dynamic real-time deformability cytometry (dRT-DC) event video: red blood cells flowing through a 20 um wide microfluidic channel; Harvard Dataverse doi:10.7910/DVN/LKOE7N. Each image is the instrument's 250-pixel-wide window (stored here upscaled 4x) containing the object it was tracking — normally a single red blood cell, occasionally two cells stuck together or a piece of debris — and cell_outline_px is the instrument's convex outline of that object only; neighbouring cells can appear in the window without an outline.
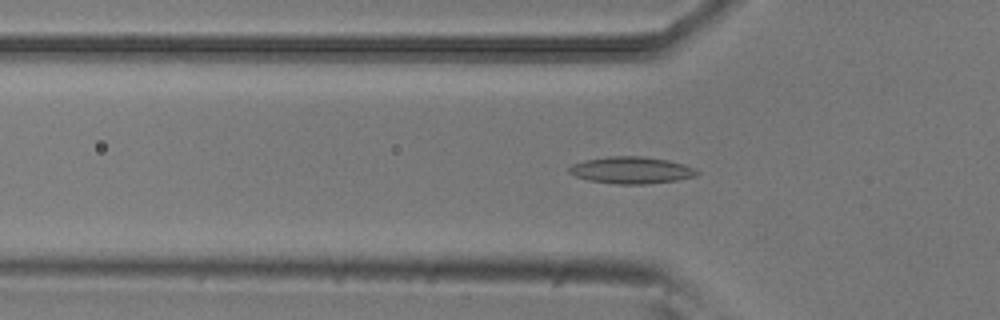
{"species": "common noctule bat (a hibernating species)", "species_latin": "Nyctalus noctula", "temperature_condition": "room temperature", "stored_images_in_passage": 47, "camera_frame_rate_fps": 3000, "um_per_image_px": 0.085, "animal": {"sex": "male", "body_mass_g": 20.5, "forearm_length_mm": 52.5}, "frame": {"image": 1, "passage_image": 17, "time_ms": 5.333, "image_size_px": [1000, 320], "cell_outline_px": [[700, 172], [696, 176], [676, 180], [648, 184], [616, 184], [588, 180], [576, 176], [568, 172], [568, 168], [572, 164], [584, 160], [608, 156], [644, 156], [668, 160], [684, 164]], "centroid_in_image_um": [53.65, 14.46], "position_along_channel_um": 72.2, "area_um2": 20.06}}
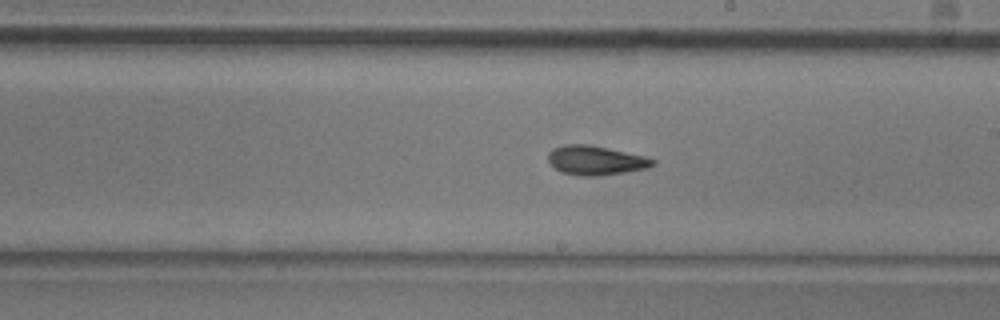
{"frame": {"image": 2, "passage_image": 30, "time_ms": 9.667, "image_size_px": [1000, 320], "cell_outline_px": [[656, 164], [648, 168], [600, 176], [580, 176], [560, 172], [548, 160], [548, 152], [552, 148], [564, 144], [588, 144], [608, 148], [644, 156], [656, 160]], "centroid_in_image_um": [50.62, 13.63], "position_along_channel_um": 238.4, "area_um2": 17.92}}
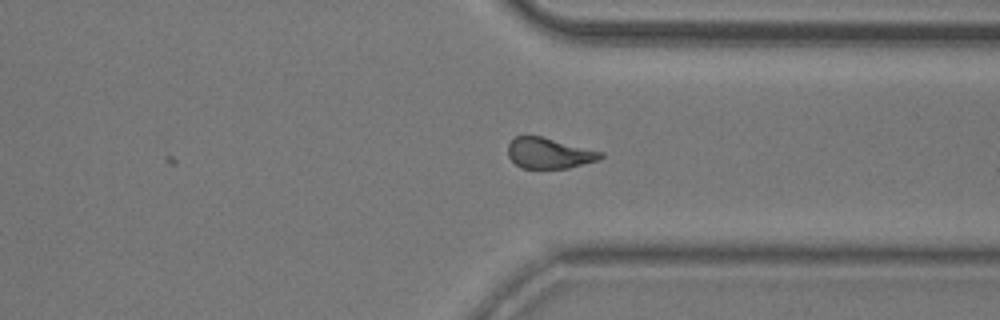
{"frame": {"image": 3, "passage_image": 40, "time_ms": 13.0, "image_size_px": [1000, 320], "cell_outline_px": [[604, 156], [600, 160], [568, 168], [520, 168], [508, 156], [508, 144], [516, 136], [540, 136], [604, 152]], "centroid_in_image_um": [46.7, 13.03], "position_along_channel_um": 364.7, "area_um2": 16.53}, "authors_computed_cell_mechanics": {"area_um2": 17.7446, "velocity_mm_per_s": 3.8055, "shape_relaxation_time_tau1_ms": 7.9846, "shape_relaxation_time_tau2_ms": 2.9722, "deformation_change_tau1": 0.1838, "deformation_change_tau2": 0.1082}}